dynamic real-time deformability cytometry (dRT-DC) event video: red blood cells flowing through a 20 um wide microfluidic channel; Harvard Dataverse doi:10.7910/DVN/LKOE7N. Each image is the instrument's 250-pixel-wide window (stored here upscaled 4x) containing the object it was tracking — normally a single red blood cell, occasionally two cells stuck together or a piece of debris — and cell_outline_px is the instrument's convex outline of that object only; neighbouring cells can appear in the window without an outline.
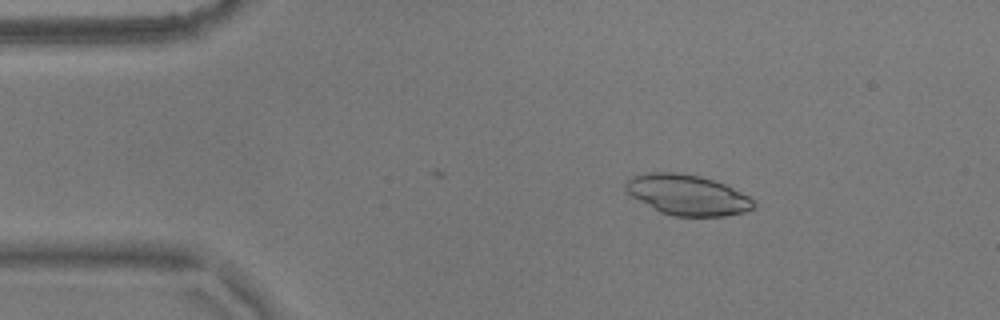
{"species": "common noctule bat (a hibernating species)", "species_latin": "Nyctalus noctula", "temperature_condition": "warm", "stored_images_in_passage": 39, "camera_frame_rate_fps": 3000, "um_per_image_px": 0.085, "animal": {"sex": "male", "body_mass_g": 17.9}, "frame": {"image": 1, "passage_image": 2, "time_ms": 0.333, "image_size_px": [1000, 320], "cell_outline_px": [[756, 204], [752, 208], [744, 212], [724, 216], [672, 216], [660, 212], [632, 196], [624, 188], [624, 180], [632, 176], [644, 172], [680, 172], [700, 176], [724, 184], [748, 196]], "centroid_in_image_um": [58.37, 16.55], "position_along_channel_um": 26.6, "area_um2": 30.11}}
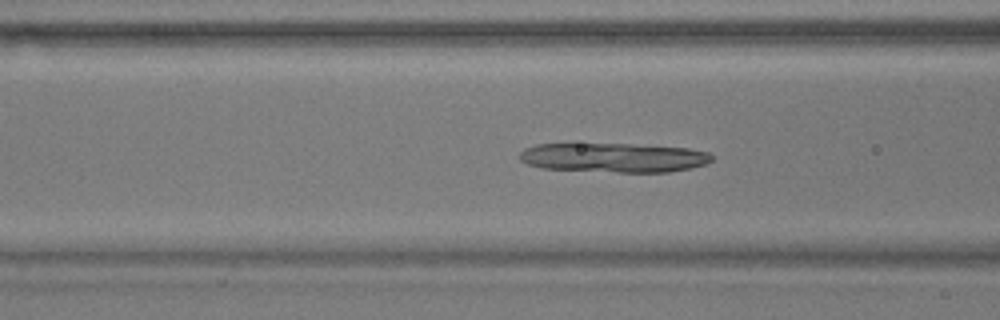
{"frame": {"image": 2, "passage_image": 14, "time_ms": 4.333, "image_size_px": [1000, 320], "cell_outline_px": [[712, 160], [708, 164], [692, 168], [668, 172], [616, 172], [540, 168], [528, 164], [520, 160], [520, 152], [524, 148], [536, 144], [632, 144], [688, 148], [708, 152], [712, 156]], "centroid_in_image_um": [52.18, 13.4], "position_along_channel_um": 114.4, "area_um2": 33.0}}
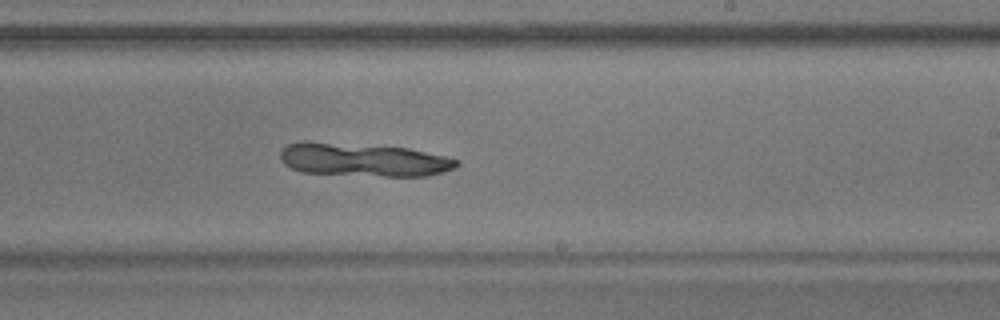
{"frame": {"image": 3, "passage_image": 26, "time_ms": 8.333, "image_size_px": [1000, 320], "cell_outline_px": [[460, 164], [456, 168], [444, 172], [428, 176], [384, 176], [300, 172], [284, 164], [280, 160], [280, 152], [288, 144], [304, 140], [408, 148], [444, 156], [460, 160]], "centroid_in_image_um": [30.89, 13.58], "position_along_channel_um": 258.1, "area_um2": 34.33}}